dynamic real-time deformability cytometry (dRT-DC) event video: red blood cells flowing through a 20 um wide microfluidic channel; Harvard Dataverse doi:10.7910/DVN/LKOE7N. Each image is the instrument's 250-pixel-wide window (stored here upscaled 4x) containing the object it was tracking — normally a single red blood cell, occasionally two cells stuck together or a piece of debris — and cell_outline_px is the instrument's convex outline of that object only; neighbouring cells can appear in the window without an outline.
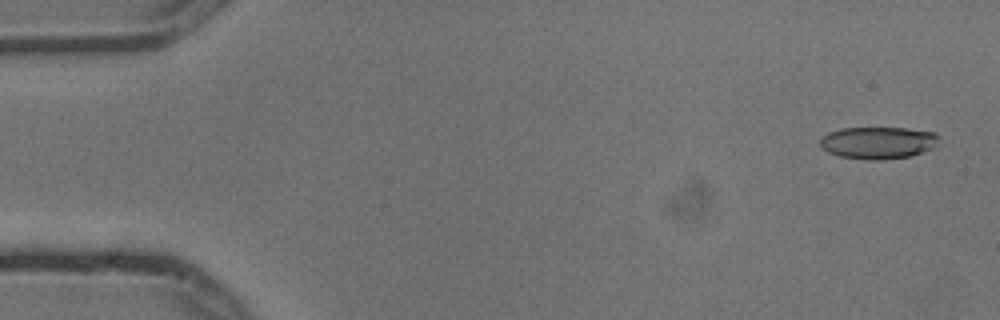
{"species": "common noctule bat (a hibernating species)", "species_latin": "Nyctalus noctula", "temperature_condition": "cold", "stored_images_in_passage": 4, "camera_frame_rate_fps": 3000, "um_per_image_px": 0.085, "animal": {"sex": "male", "body_mass_g": 13.3}, "frame": {"image": 1, "passage_image": 1, "time_ms": 0.0, "image_size_px": [1000, 320], "cell_outline_px": [[940, 136], [936, 144], [932, 148], [912, 156], [880, 160], [868, 160], [840, 156], [828, 152], [820, 144], [820, 140], [828, 132], [840, 128], [908, 128], [936, 132]], "centroid_in_image_um": [74.67, 12.12], "position_along_channel_um": 10.3, "area_um2": 22.31}}
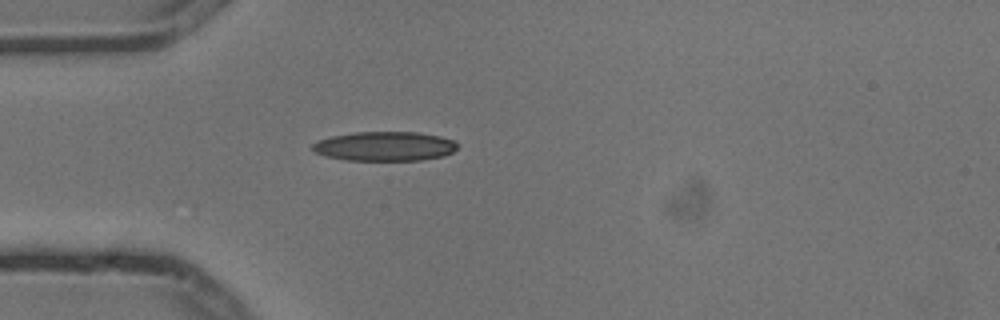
{"frame": {"image": 2, "passage_image": 4, "time_ms": 1.0, "image_size_px": [1000, 320], "cell_outline_px": [[460, 144], [452, 152], [444, 156], [420, 160], [344, 160], [324, 156], [316, 152], [312, 148], [312, 144], [320, 140], [332, 136], [356, 132], [416, 132], [440, 136], [456, 140]], "centroid_in_image_um": [32.74, 12.43], "position_along_channel_um": 52.3, "area_um2": 24.85}}